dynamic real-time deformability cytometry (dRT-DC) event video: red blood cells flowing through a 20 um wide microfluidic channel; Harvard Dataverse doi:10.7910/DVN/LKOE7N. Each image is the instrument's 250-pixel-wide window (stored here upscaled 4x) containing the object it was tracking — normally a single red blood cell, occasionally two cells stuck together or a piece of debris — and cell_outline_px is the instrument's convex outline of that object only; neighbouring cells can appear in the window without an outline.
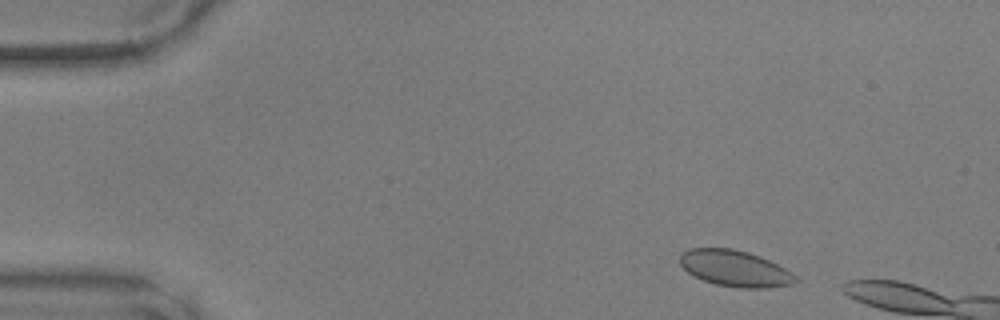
{"species": "common noctule bat (a hibernating species)", "species_latin": "Nyctalus noctula", "temperature_condition": "warm", "stored_images_in_passage": 11, "camera_frame_rate_fps": 3000, "um_per_image_px": 0.085, "animal": {"sex": "male", "body_mass_g": 17.9, "forearm_length_mm": 54.2}, "frame": {"image": 1, "passage_image": 4, "time_ms": 1.0, "image_size_px": [1000, 320], "cell_outline_px": [[800, 280], [796, 284], [768, 288], [740, 288], [716, 284], [692, 276], [680, 264], [680, 252], [692, 248], [732, 248], [748, 252], [760, 256], [792, 272]], "centroid_in_image_um": [62.49, 22.82], "position_along_channel_um": 22.5, "area_um2": 24.57}}